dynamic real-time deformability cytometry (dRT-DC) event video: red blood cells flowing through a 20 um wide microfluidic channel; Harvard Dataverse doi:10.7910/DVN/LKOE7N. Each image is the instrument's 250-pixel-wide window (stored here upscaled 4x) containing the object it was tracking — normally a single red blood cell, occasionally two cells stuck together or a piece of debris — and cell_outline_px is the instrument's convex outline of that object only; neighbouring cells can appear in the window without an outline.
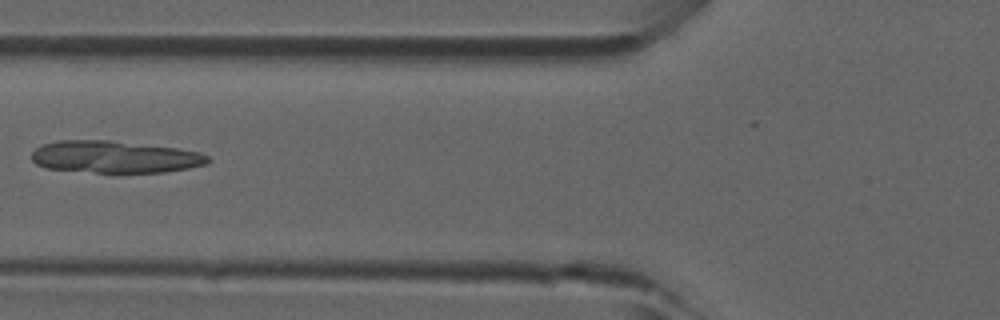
{"species": "common noctule bat (a hibernating species)", "species_latin": "Nyctalus noctula", "temperature_condition": "room temperature", "stored_images_in_passage": 5, "camera_frame_rate_fps": 3000, "um_per_image_px": 0.085, "animal": {"sex": "male", "forearm_length_mm": 52.5}, "frame": {"image": 1, "passage_image": 5, "time_ms": 1.333, "image_size_px": [1000, 320], "cell_outline_px": [[212, 160], [208, 164], [188, 168], [164, 172], [96, 172], [48, 168], [36, 164], [32, 160], [32, 152], [36, 148], [44, 144], [60, 140], [108, 140], [176, 148], [200, 152], [208, 156]], "centroid_in_image_um": [9.79, 13.33], "position_along_channel_um": 116.0, "area_um2": 32.71}}